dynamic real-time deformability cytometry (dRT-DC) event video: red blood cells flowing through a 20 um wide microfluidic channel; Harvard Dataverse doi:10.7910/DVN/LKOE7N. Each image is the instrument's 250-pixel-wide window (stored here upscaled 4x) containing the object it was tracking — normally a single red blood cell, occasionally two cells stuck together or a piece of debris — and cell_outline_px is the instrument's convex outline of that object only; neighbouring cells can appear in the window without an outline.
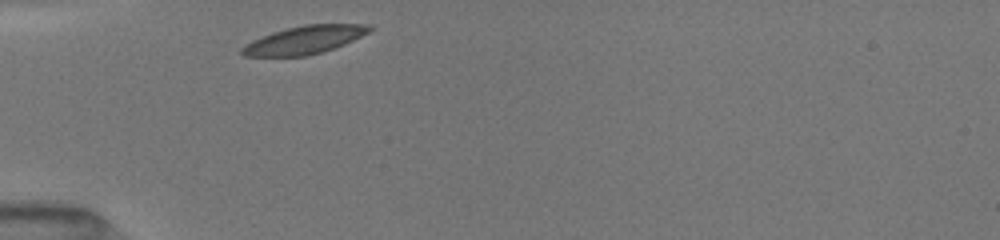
{"species": "common noctule bat (a hibernating species)", "species_latin": "Nyctalus noctula", "temperature_condition": "room temperature", "stored_images_in_passage": 37, "camera_frame_rate_fps": 3000, "um_per_image_px": 0.085, "animal": {"sex": "female", "body_mass_g": 19.5, "forearm_length_mm": 54.1}, "frame": {"image": 1, "passage_image": 1, "time_ms": 0.0, "image_size_px": [1000, 240], "cell_outline_px": [[376, 28], [344, 44], [320, 52], [304, 56], [244, 56], [240, 52], [240, 48], [244, 44], [252, 40], [272, 32], [304, 24], [372, 24]], "centroid_in_image_um": [25.86, 3.38], "position_along_channel_um": 59.1, "area_um2": 20.75}}
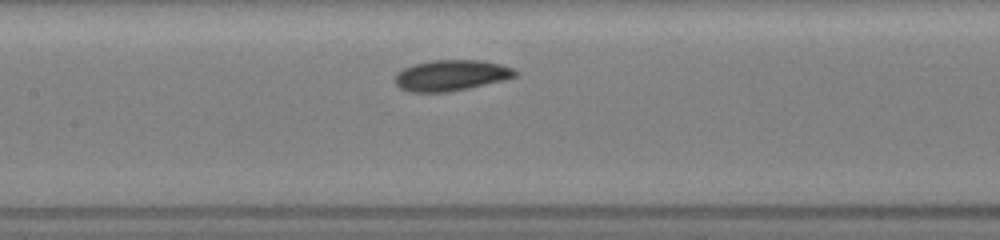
{"frame": {"image": 2, "passage_image": 7, "time_ms": 3.0, "image_size_px": [1000, 240], "cell_outline_px": [[520, 72], [516, 76], [504, 80], [468, 88], [448, 92], [408, 92], [400, 88], [396, 84], [396, 76], [404, 68], [412, 64], [432, 60], [480, 60], [500, 64], [512, 68]], "centroid_in_image_um": [38.37, 6.4], "position_along_channel_um": 169.0, "area_um2": 21.56}}
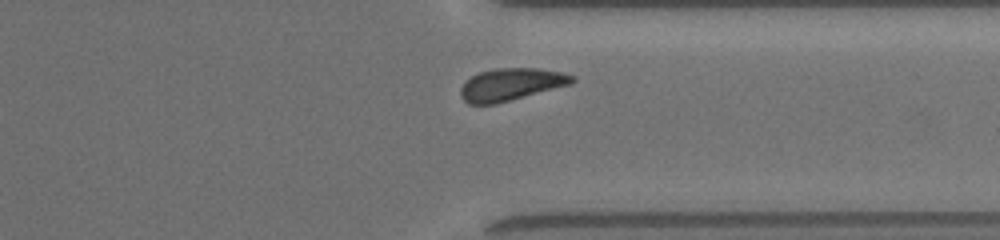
{"frame": {"image": 3, "passage_image": 31, "time_ms": 8.0, "image_size_px": [1000, 240], "cell_outline_px": [[576, 80], [572, 84], [492, 104], [468, 104], [460, 96], [460, 88], [464, 80], [480, 72], [496, 68], [540, 68], [564, 72], [576, 76]], "centroid_in_image_um": [43.45, 7.15], "position_along_channel_um": 368.0, "area_um2": 21.04}, "authors_computed_cell_mechanics": {"area_um2": 21.0392, "velocity_mm_per_s": 3.9698, "shape_relaxation_time_tau1_ms": 1.6125, "shape_relaxation_time_tau2_ms": null, "deformation_change_tau1": 0.0801, "deformation_change_tau2": null}}